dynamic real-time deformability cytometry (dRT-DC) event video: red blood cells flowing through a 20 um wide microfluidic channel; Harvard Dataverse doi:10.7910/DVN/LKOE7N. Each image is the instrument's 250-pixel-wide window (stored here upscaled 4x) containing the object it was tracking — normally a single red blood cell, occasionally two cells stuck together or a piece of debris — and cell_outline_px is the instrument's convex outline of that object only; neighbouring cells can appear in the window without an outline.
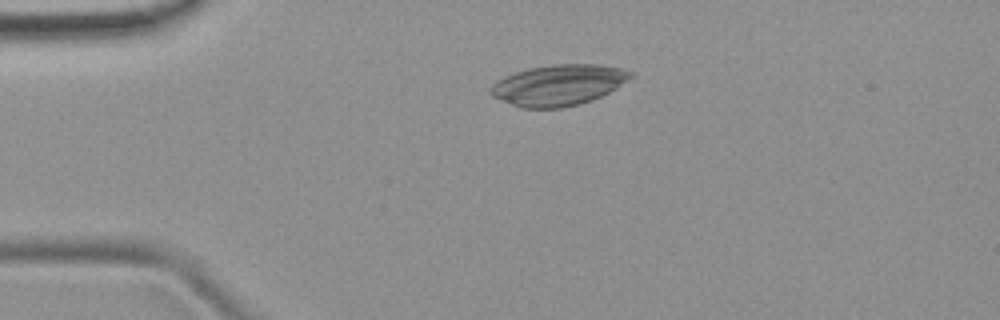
{"species": "common noctule bat (a hibernating species)", "species_latin": "Nyctalus noctula", "temperature_condition": "room temperature", "stored_images_in_passage": 5, "camera_frame_rate_fps": 3000, "um_per_image_px": 0.085, "animal": {"sex": "female", "body_mass_g": 19.9}, "frame": {"image": 1, "passage_image": 4, "time_ms": 3.333, "image_size_px": [1000, 320], "cell_outline_px": [[632, 76], [616, 88], [592, 100], [580, 104], [560, 108], [520, 108], [492, 96], [488, 92], [488, 88], [496, 80], [504, 76], [528, 68], [552, 64], [596, 64], [620, 68], [632, 72]], "centroid_in_image_um": [47.41, 7.23], "position_along_channel_um": 37.6, "area_um2": 33.35}}